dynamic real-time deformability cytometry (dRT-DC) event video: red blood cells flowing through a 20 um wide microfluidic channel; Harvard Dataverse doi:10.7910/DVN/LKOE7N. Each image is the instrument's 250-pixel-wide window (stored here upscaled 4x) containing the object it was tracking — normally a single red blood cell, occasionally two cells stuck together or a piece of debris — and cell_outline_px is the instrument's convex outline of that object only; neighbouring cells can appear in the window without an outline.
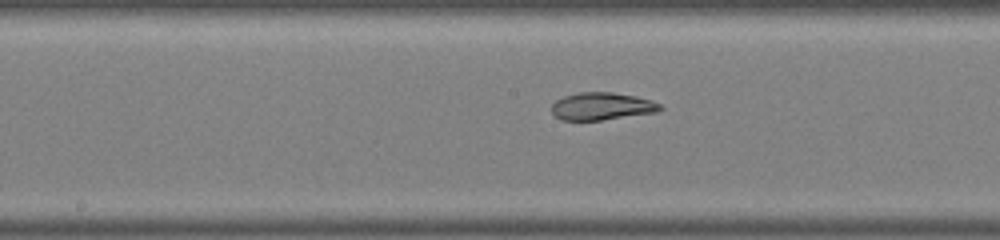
{"species": "common noctule bat (a hibernating species)", "species_latin": "Nyctalus noctula", "temperature_condition": "warm", "stored_images_in_passage": 17, "camera_frame_rate_fps": 3000, "um_per_image_px": 0.085, "animal": {"sex": "male", "body_mass_g": 19.0, "forearm_length_mm": 50.8}, "frame": {"image": 1, "passage_image": 15, "time_ms": 4.667, "image_size_px": [1000, 240], "cell_outline_px": [[664, 108], [656, 112], [600, 120], [560, 120], [552, 112], [552, 104], [556, 100], [564, 96], [580, 92], [612, 92], [636, 96], [652, 100], [660, 104]], "centroid_in_image_um": [51.16, 9.03], "position_along_channel_um": 197.0, "area_um2": 17.34}}